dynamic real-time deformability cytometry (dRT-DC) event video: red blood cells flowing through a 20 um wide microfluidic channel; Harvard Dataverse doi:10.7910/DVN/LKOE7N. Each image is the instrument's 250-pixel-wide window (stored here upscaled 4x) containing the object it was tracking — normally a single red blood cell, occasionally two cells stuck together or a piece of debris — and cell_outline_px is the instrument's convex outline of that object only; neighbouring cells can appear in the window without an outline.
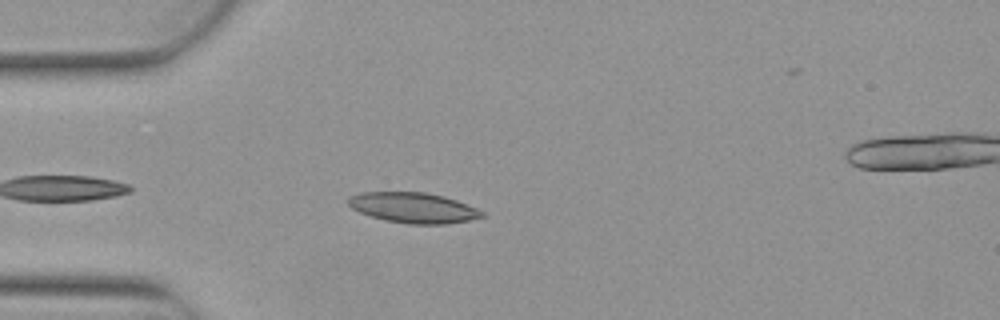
{"species": "Egyptian fruit bat (a non-hibernating species)", "species_latin": "Rousettus aegyptiacus", "temperature_condition": "warm", "stored_images_in_passage": 5, "camera_frame_rate_fps": 3000, "um_per_image_px": 0.085, "animal": {"sex": "female"}, "frame": {"image": 1, "passage_image": 4, "time_ms": 1.0, "image_size_px": [1000, 320], "cell_outline_px": [[484, 216], [468, 220], [444, 224], [408, 224], [384, 220], [360, 212], [352, 208], [348, 204], [348, 196], [360, 192], [424, 192], [444, 196], [456, 200], [476, 208], [484, 212]], "centroid_in_image_um": [35.1, 17.65], "position_along_channel_um": 49.9, "area_um2": 23.58}}